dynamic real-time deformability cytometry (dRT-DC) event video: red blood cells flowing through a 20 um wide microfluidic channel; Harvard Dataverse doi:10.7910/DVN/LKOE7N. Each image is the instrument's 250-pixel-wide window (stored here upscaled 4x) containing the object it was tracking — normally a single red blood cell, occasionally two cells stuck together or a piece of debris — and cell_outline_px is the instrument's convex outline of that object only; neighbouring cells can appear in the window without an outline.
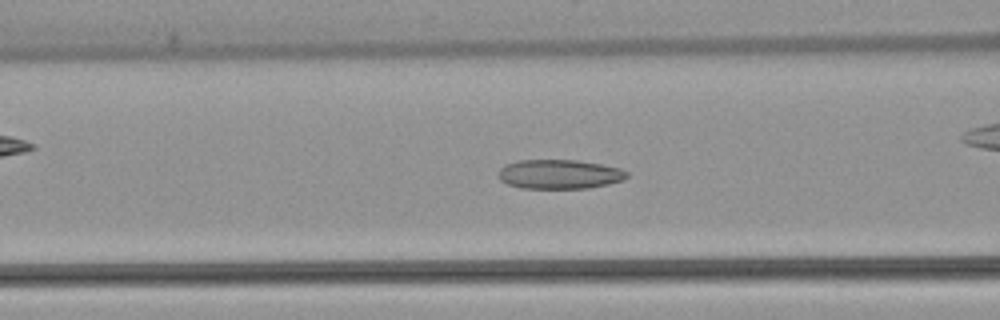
{"species": "common noctule bat (a hibernating species)", "species_latin": "Nyctalus noctula", "temperature_condition": "warm", "stored_images_in_passage": 40, "camera_frame_rate_fps": 3000, "um_per_image_px": 0.085, "animal": {"sex": "female", "body_mass_g": 22.7, "forearm_length_mm": 54.2}, "frame": {"image": 1, "passage_image": 7, "time_ms": 2.0, "image_size_px": [1000, 320], "cell_outline_px": [[628, 176], [624, 180], [608, 184], [588, 188], [520, 188], [508, 184], [500, 180], [496, 176], [500, 168], [504, 164], [520, 160], [576, 160], [600, 164], [620, 168], [628, 172]], "centroid_in_image_um": [47.52, 14.81], "position_along_channel_um": 119.1, "area_um2": 22.08}}
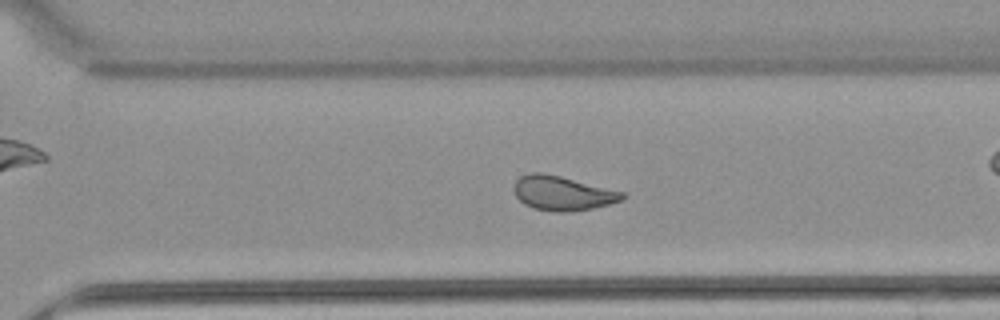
{"frame": {"image": 2, "passage_image": 23, "time_ms": 7.333, "image_size_px": [1000, 320], "cell_outline_px": [[624, 200], [592, 208], [568, 212], [556, 212], [532, 208], [524, 204], [516, 196], [512, 188], [516, 180], [520, 176], [532, 172], [544, 172], [624, 192]], "centroid_in_image_um": [47.77, 16.42], "position_along_channel_um": 322.8, "area_um2": 21.73}, "authors_computed_cell_mechanics": {"area_um2": 22.0507, "velocity_mm_per_s": 3.8261, "shape_relaxation_time_tau1_ms": null, "shape_relaxation_time_tau2_ms": 2.0975, "deformation_change_tau1": null, "deformation_change_tau2": 0.0906}}